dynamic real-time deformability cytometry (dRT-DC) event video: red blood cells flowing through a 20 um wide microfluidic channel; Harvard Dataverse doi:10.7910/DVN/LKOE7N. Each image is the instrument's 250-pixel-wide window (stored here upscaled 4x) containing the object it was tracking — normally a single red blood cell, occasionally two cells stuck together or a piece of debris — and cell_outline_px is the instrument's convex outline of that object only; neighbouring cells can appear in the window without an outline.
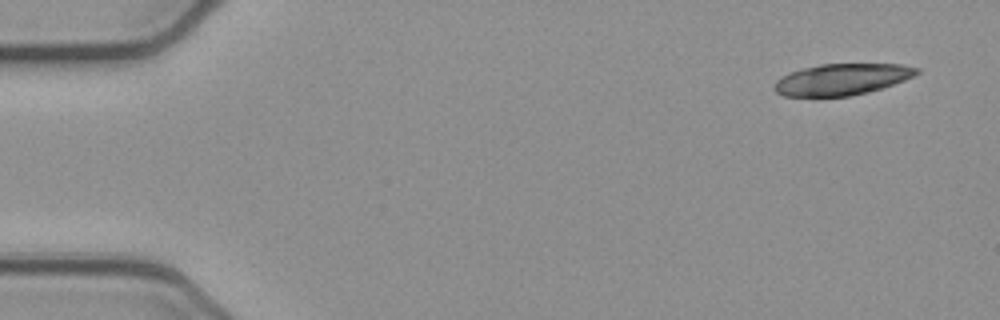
{"species": "common noctule bat (a hibernating species)", "species_latin": "Nyctalus noctula", "temperature_condition": "cold", "stored_images_in_passage": 50, "camera_frame_rate_fps": 3000, "um_per_image_px": 0.085, "animal": {"sex": "female", "body_mass_g": 21.9}, "frame": {"image": 1, "passage_image": 1, "time_ms": 0.0, "image_size_px": [1000, 320], "cell_outline_px": [[920, 72], [904, 80], [868, 92], [852, 96], [784, 96], [776, 92], [772, 88], [776, 80], [792, 72], [804, 68], [820, 64], [904, 64], [920, 68]], "centroid_in_image_um": [71.57, 6.74], "position_along_channel_um": 13.4, "area_um2": 25.84}}
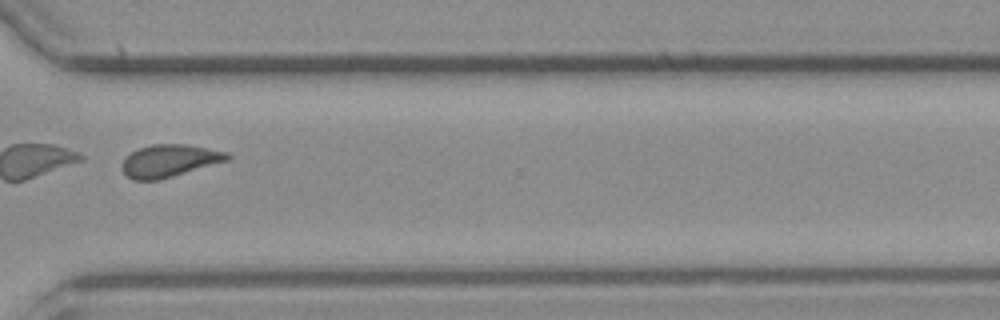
{"frame": {"image": 2, "passage_image": 37, "time_ms": 12.0, "image_size_px": [1000, 320], "cell_outline_px": [[232, 156], [228, 160], [160, 180], [132, 180], [124, 172], [120, 164], [132, 152], [140, 148], [152, 144], [188, 144], [228, 152]], "centroid_in_image_um": [14.41, 13.66], "position_along_channel_um": 356.2, "area_um2": 19.83}, "authors_computed_cell_mechanics": {"area_um2": 27.7151, "velocity_mm_per_s": 3.8957, "shape_relaxation_time_tau1_ms": null, "shape_relaxation_time_tau2_ms": 1.2241, "deformation_change_tau1": null, "deformation_change_tau2": 0.0598}}